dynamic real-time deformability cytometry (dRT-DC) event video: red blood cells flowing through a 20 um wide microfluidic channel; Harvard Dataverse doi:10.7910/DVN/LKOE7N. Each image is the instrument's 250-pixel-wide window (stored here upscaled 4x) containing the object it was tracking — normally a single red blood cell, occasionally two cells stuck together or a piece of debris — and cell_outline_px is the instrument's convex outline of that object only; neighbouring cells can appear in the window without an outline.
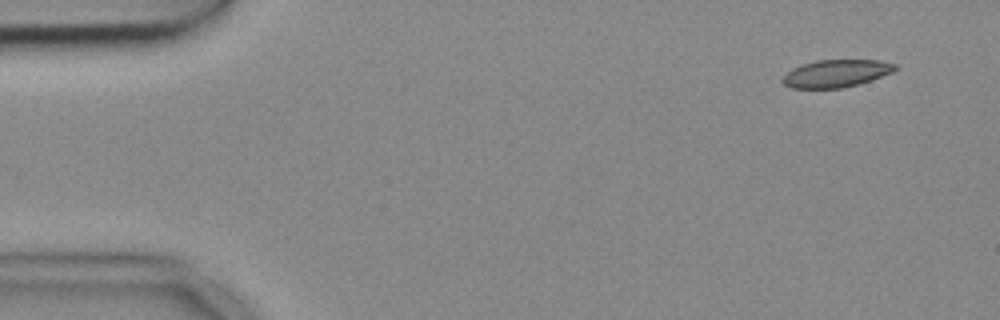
{"species": "common noctule bat (a hibernating species)", "species_latin": "Nyctalus noctula", "temperature_condition": "cold", "stored_images_in_passage": 4, "camera_frame_rate_fps": 3000, "um_per_image_px": 0.085, "animal": {"sex": "female", "body_mass_g": 18.4}, "frame": {"image": 1, "passage_image": 1, "time_ms": 0.0, "image_size_px": [1000, 320], "cell_outline_px": [[900, 68], [892, 72], [872, 80], [844, 88], [792, 88], [784, 84], [780, 80], [792, 68], [816, 60], [880, 60], [896, 64]], "centroid_in_image_um": [71.11, 6.24], "position_along_channel_um": 13.9, "area_um2": 18.09}}
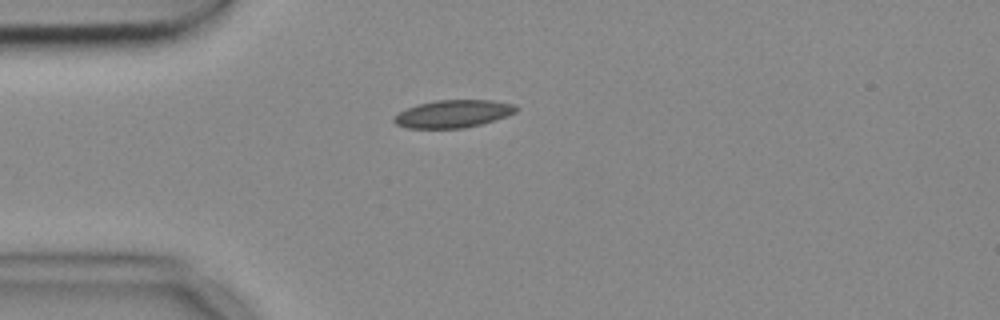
{"frame": {"image": 2, "passage_image": 4, "time_ms": 1.0, "image_size_px": [1000, 320], "cell_outline_px": [[520, 108], [516, 112], [480, 124], [464, 128], [408, 128], [396, 124], [392, 120], [392, 116], [408, 108], [420, 104], [436, 100], [492, 100], [516, 104]], "centroid_in_image_um": [38.52, 9.66], "position_along_channel_um": 46.5, "area_um2": 19.54}}